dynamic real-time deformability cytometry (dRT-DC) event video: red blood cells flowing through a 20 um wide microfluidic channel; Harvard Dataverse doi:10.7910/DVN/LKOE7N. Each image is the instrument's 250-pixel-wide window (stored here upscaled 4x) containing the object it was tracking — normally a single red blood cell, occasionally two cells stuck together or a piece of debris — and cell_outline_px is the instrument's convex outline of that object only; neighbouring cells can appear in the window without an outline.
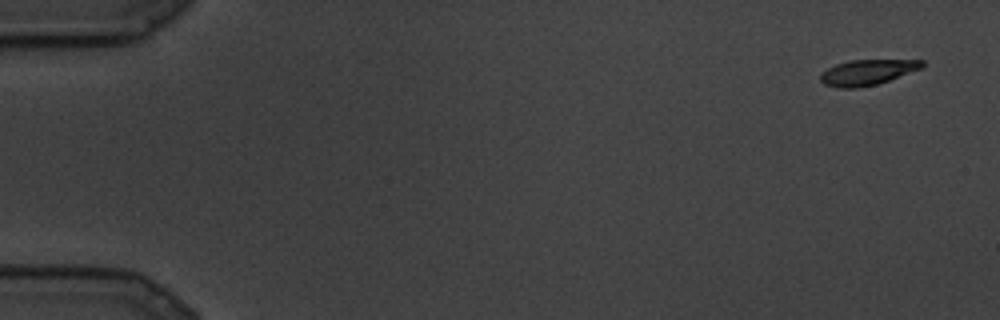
{"species": "common noctule bat (a hibernating species)", "species_latin": "Nyctalus noctula", "temperature_condition": "cold", "stored_images_in_passage": 11, "camera_frame_rate_fps": 3000, "um_per_image_px": 0.085, "animal": {"sex": "male", "body_mass_g": 19.5, "forearm_length_mm": 54.6}, "frame": {"image": 1, "passage_image": 1, "time_ms": 0.0, "image_size_px": [1000, 320], "cell_outline_px": [[924, 68], [876, 84], [856, 88], [840, 88], [824, 84], [820, 80], [820, 72], [836, 64], [848, 60], [924, 60]], "centroid_in_image_um": [73.71, 6.14], "position_along_channel_um": 11.3, "area_um2": 15.09}}
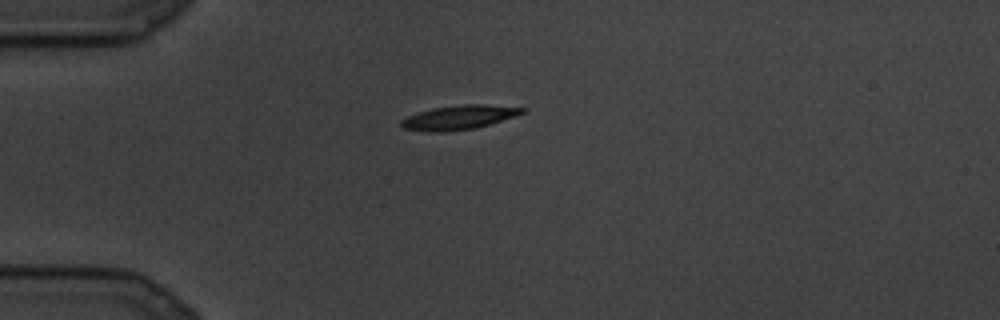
{"frame": {"image": 2, "passage_image": 7, "time_ms": 2.0, "image_size_px": [1000, 320], "cell_outline_px": [[528, 108], [524, 112], [476, 128], [444, 132], [432, 132], [404, 128], [400, 124], [400, 120], [408, 116], [432, 108], [464, 104], [484, 104]], "centroid_in_image_um": [38.98, 9.97], "position_along_channel_um": 46.0, "area_um2": 16.76}}
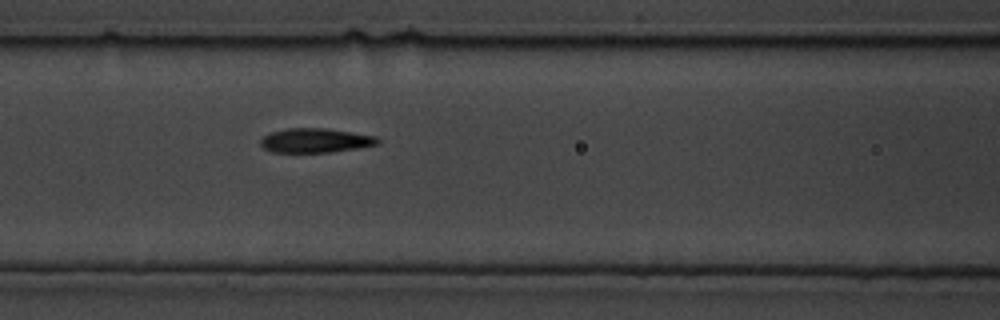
{"frame": {"image": 3, "passage_image": 11, "time_ms": 3.333, "image_size_px": [1000, 320], "cell_outline_px": [[380, 144], [360, 148], [328, 152], [272, 152], [264, 148], [260, 144], [260, 140], [264, 136], [272, 132], [288, 128], [324, 128], [352, 132], [376, 136], [380, 140]], "centroid_in_image_um": [26.84, 11.94], "position_along_channel_um": 139.8, "area_um2": 16.59}}